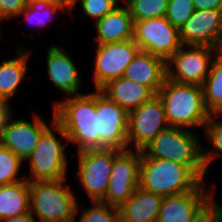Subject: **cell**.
<instances>
[{
    "instance_id": "15",
    "label": "cell",
    "mask_w": 222,
    "mask_h": 222,
    "mask_svg": "<svg viewBox=\"0 0 222 222\" xmlns=\"http://www.w3.org/2000/svg\"><path fill=\"white\" fill-rule=\"evenodd\" d=\"M222 30V10H195L179 30L184 46L216 48Z\"/></svg>"
},
{
    "instance_id": "26",
    "label": "cell",
    "mask_w": 222,
    "mask_h": 222,
    "mask_svg": "<svg viewBox=\"0 0 222 222\" xmlns=\"http://www.w3.org/2000/svg\"><path fill=\"white\" fill-rule=\"evenodd\" d=\"M205 140L212 145L211 149H203L202 147V160L205 169L208 172L211 162L222 153V120L211 117L203 127ZM210 150V151H209Z\"/></svg>"
},
{
    "instance_id": "11",
    "label": "cell",
    "mask_w": 222,
    "mask_h": 222,
    "mask_svg": "<svg viewBox=\"0 0 222 222\" xmlns=\"http://www.w3.org/2000/svg\"><path fill=\"white\" fill-rule=\"evenodd\" d=\"M168 127L162 100L155 95L150 101L129 112L128 149L142 151L160 131Z\"/></svg>"
},
{
    "instance_id": "18",
    "label": "cell",
    "mask_w": 222,
    "mask_h": 222,
    "mask_svg": "<svg viewBox=\"0 0 222 222\" xmlns=\"http://www.w3.org/2000/svg\"><path fill=\"white\" fill-rule=\"evenodd\" d=\"M123 77L149 87L157 95L167 78L166 61L140 50L125 69Z\"/></svg>"
},
{
    "instance_id": "31",
    "label": "cell",
    "mask_w": 222,
    "mask_h": 222,
    "mask_svg": "<svg viewBox=\"0 0 222 222\" xmlns=\"http://www.w3.org/2000/svg\"><path fill=\"white\" fill-rule=\"evenodd\" d=\"M194 11L192 0H169L165 17L176 29L180 30Z\"/></svg>"
},
{
    "instance_id": "33",
    "label": "cell",
    "mask_w": 222,
    "mask_h": 222,
    "mask_svg": "<svg viewBox=\"0 0 222 222\" xmlns=\"http://www.w3.org/2000/svg\"><path fill=\"white\" fill-rule=\"evenodd\" d=\"M195 10H222V0H192Z\"/></svg>"
},
{
    "instance_id": "13",
    "label": "cell",
    "mask_w": 222,
    "mask_h": 222,
    "mask_svg": "<svg viewBox=\"0 0 222 222\" xmlns=\"http://www.w3.org/2000/svg\"><path fill=\"white\" fill-rule=\"evenodd\" d=\"M129 113L97 90V133L100 149H128Z\"/></svg>"
},
{
    "instance_id": "21",
    "label": "cell",
    "mask_w": 222,
    "mask_h": 222,
    "mask_svg": "<svg viewBox=\"0 0 222 222\" xmlns=\"http://www.w3.org/2000/svg\"><path fill=\"white\" fill-rule=\"evenodd\" d=\"M163 197L137 187L118 209L122 222H157Z\"/></svg>"
},
{
    "instance_id": "23",
    "label": "cell",
    "mask_w": 222,
    "mask_h": 222,
    "mask_svg": "<svg viewBox=\"0 0 222 222\" xmlns=\"http://www.w3.org/2000/svg\"><path fill=\"white\" fill-rule=\"evenodd\" d=\"M29 199L30 189L27 179L0 186V220L28 212Z\"/></svg>"
},
{
    "instance_id": "22",
    "label": "cell",
    "mask_w": 222,
    "mask_h": 222,
    "mask_svg": "<svg viewBox=\"0 0 222 222\" xmlns=\"http://www.w3.org/2000/svg\"><path fill=\"white\" fill-rule=\"evenodd\" d=\"M16 49L17 57L0 63V102H10L27 73V64L32 53L26 51L24 45Z\"/></svg>"
},
{
    "instance_id": "2",
    "label": "cell",
    "mask_w": 222,
    "mask_h": 222,
    "mask_svg": "<svg viewBox=\"0 0 222 222\" xmlns=\"http://www.w3.org/2000/svg\"><path fill=\"white\" fill-rule=\"evenodd\" d=\"M157 95L162 100L170 127L203 129L212 117L204 105L200 85L180 84L166 78Z\"/></svg>"
},
{
    "instance_id": "40",
    "label": "cell",
    "mask_w": 222,
    "mask_h": 222,
    "mask_svg": "<svg viewBox=\"0 0 222 222\" xmlns=\"http://www.w3.org/2000/svg\"><path fill=\"white\" fill-rule=\"evenodd\" d=\"M67 4L71 5L75 0H64Z\"/></svg>"
},
{
    "instance_id": "36",
    "label": "cell",
    "mask_w": 222,
    "mask_h": 222,
    "mask_svg": "<svg viewBox=\"0 0 222 222\" xmlns=\"http://www.w3.org/2000/svg\"><path fill=\"white\" fill-rule=\"evenodd\" d=\"M27 3L39 5H69L64 0H27Z\"/></svg>"
},
{
    "instance_id": "24",
    "label": "cell",
    "mask_w": 222,
    "mask_h": 222,
    "mask_svg": "<svg viewBox=\"0 0 222 222\" xmlns=\"http://www.w3.org/2000/svg\"><path fill=\"white\" fill-rule=\"evenodd\" d=\"M204 105L213 116L222 107V56L216 54L203 85Z\"/></svg>"
},
{
    "instance_id": "38",
    "label": "cell",
    "mask_w": 222,
    "mask_h": 222,
    "mask_svg": "<svg viewBox=\"0 0 222 222\" xmlns=\"http://www.w3.org/2000/svg\"><path fill=\"white\" fill-rule=\"evenodd\" d=\"M215 50L218 55L222 56V30Z\"/></svg>"
},
{
    "instance_id": "7",
    "label": "cell",
    "mask_w": 222,
    "mask_h": 222,
    "mask_svg": "<svg viewBox=\"0 0 222 222\" xmlns=\"http://www.w3.org/2000/svg\"><path fill=\"white\" fill-rule=\"evenodd\" d=\"M188 49H185V48ZM217 52L209 46L182 45L167 61V79L202 86Z\"/></svg>"
},
{
    "instance_id": "27",
    "label": "cell",
    "mask_w": 222,
    "mask_h": 222,
    "mask_svg": "<svg viewBox=\"0 0 222 222\" xmlns=\"http://www.w3.org/2000/svg\"><path fill=\"white\" fill-rule=\"evenodd\" d=\"M65 9L70 12V5H39L27 3L26 7L18 15L23 16L25 20L32 24L35 28L36 26L43 28L47 25L49 20L52 18L56 12L62 11Z\"/></svg>"
},
{
    "instance_id": "19",
    "label": "cell",
    "mask_w": 222,
    "mask_h": 222,
    "mask_svg": "<svg viewBox=\"0 0 222 222\" xmlns=\"http://www.w3.org/2000/svg\"><path fill=\"white\" fill-rule=\"evenodd\" d=\"M96 23V44L124 42L133 39L134 23L128 7L117 6Z\"/></svg>"
},
{
    "instance_id": "39",
    "label": "cell",
    "mask_w": 222,
    "mask_h": 222,
    "mask_svg": "<svg viewBox=\"0 0 222 222\" xmlns=\"http://www.w3.org/2000/svg\"><path fill=\"white\" fill-rule=\"evenodd\" d=\"M221 116H222V107L213 115V117L220 119Z\"/></svg>"
},
{
    "instance_id": "29",
    "label": "cell",
    "mask_w": 222,
    "mask_h": 222,
    "mask_svg": "<svg viewBox=\"0 0 222 222\" xmlns=\"http://www.w3.org/2000/svg\"><path fill=\"white\" fill-rule=\"evenodd\" d=\"M90 208L83 210L76 222H122L120 211L117 207L109 206L101 201H92Z\"/></svg>"
},
{
    "instance_id": "20",
    "label": "cell",
    "mask_w": 222,
    "mask_h": 222,
    "mask_svg": "<svg viewBox=\"0 0 222 222\" xmlns=\"http://www.w3.org/2000/svg\"><path fill=\"white\" fill-rule=\"evenodd\" d=\"M100 91L128 113L156 95L149 87L125 77L110 80Z\"/></svg>"
},
{
    "instance_id": "5",
    "label": "cell",
    "mask_w": 222,
    "mask_h": 222,
    "mask_svg": "<svg viewBox=\"0 0 222 222\" xmlns=\"http://www.w3.org/2000/svg\"><path fill=\"white\" fill-rule=\"evenodd\" d=\"M29 189L36 222H76L80 205L65 180L29 182Z\"/></svg>"
},
{
    "instance_id": "32",
    "label": "cell",
    "mask_w": 222,
    "mask_h": 222,
    "mask_svg": "<svg viewBox=\"0 0 222 222\" xmlns=\"http://www.w3.org/2000/svg\"><path fill=\"white\" fill-rule=\"evenodd\" d=\"M26 5L27 0H0V22L17 18Z\"/></svg>"
},
{
    "instance_id": "10",
    "label": "cell",
    "mask_w": 222,
    "mask_h": 222,
    "mask_svg": "<svg viewBox=\"0 0 222 222\" xmlns=\"http://www.w3.org/2000/svg\"><path fill=\"white\" fill-rule=\"evenodd\" d=\"M80 185L90 201H102L109 187L113 167V148L86 150L77 153Z\"/></svg>"
},
{
    "instance_id": "17",
    "label": "cell",
    "mask_w": 222,
    "mask_h": 222,
    "mask_svg": "<svg viewBox=\"0 0 222 222\" xmlns=\"http://www.w3.org/2000/svg\"><path fill=\"white\" fill-rule=\"evenodd\" d=\"M46 60L49 78L57 89L66 96L81 94V78L69 51L51 45Z\"/></svg>"
},
{
    "instance_id": "25",
    "label": "cell",
    "mask_w": 222,
    "mask_h": 222,
    "mask_svg": "<svg viewBox=\"0 0 222 222\" xmlns=\"http://www.w3.org/2000/svg\"><path fill=\"white\" fill-rule=\"evenodd\" d=\"M169 0H124L133 23L150 18L165 17Z\"/></svg>"
},
{
    "instance_id": "9",
    "label": "cell",
    "mask_w": 222,
    "mask_h": 222,
    "mask_svg": "<svg viewBox=\"0 0 222 222\" xmlns=\"http://www.w3.org/2000/svg\"><path fill=\"white\" fill-rule=\"evenodd\" d=\"M133 40L141 51L167 61L182 46L179 30L166 17L134 22Z\"/></svg>"
},
{
    "instance_id": "4",
    "label": "cell",
    "mask_w": 222,
    "mask_h": 222,
    "mask_svg": "<svg viewBox=\"0 0 222 222\" xmlns=\"http://www.w3.org/2000/svg\"><path fill=\"white\" fill-rule=\"evenodd\" d=\"M203 181L187 166L141 153L139 187L165 197L195 190Z\"/></svg>"
},
{
    "instance_id": "34",
    "label": "cell",
    "mask_w": 222,
    "mask_h": 222,
    "mask_svg": "<svg viewBox=\"0 0 222 222\" xmlns=\"http://www.w3.org/2000/svg\"><path fill=\"white\" fill-rule=\"evenodd\" d=\"M10 103L0 102V145L3 139L4 128L7 120L11 116V106Z\"/></svg>"
},
{
    "instance_id": "3",
    "label": "cell",
    "mask_w": 222,
    "mask_h": 222,
    "mask_svg": "<svg viewBox=\"0 0 222 222\" xmlns=\"http://www.w3.org/2000/svg\"><path fill=\"white\" fill-rule=\"evenodd\" d=\"M193 133L179 127H168L141 151L145 157L171 160L189 167L202 181H207L202 160V145Z\"/></svg>"
},
{
    "instance_id": "6",
    "label": "cell",
    "mask_w": 222,
    "mask_h": 222,
    "mask_svg": "<svg viewBox=\"0 0 222 222\" xmlns=\"http://www.w3.org/2000/svg\"><path fill=\"white\" fill-rule=\"evenodd\" d=\"M52 129L48 127L41 135L32 154L25 160L29 161V182L66 180L67 158L66 144H62L54 131L55 113L53 110Z\"/></svg>"
},
{
    "instance_id": "37",
    "label": "cell",
    "mask_w": 222,
    "mask_h": 222,
    "mask_svg": "<svg viewBox=\"0 0 222 222\" xmlns=\"http://www.w3.org/2000/svg\"><path fill=\"white\" fill-rule=\"evenodd\" d=\"M216 222H222V207L216 202Z\"/></svg>"
},
{
    "instance_id": "12",
    "label": "cell",
    "mask_w": 222,
    "mask_h": 222,
    "mask_svg": "<svg viewBox=\"0 0 222 222\" xmlns=\"http://www.w3.org/2000/svg\"><path fill=\"white\" fill-rule=\"evenodd\" d=\"M95 46L93 70L95 90H100L110 80L123 77L125 69L140 51L133 39Z\"/></svg>"
},
{
    "instance_id": "8",
    "label": "cell",
    "mask_w": 222,
    "mask_h": 222,
    "mask_svg": "<svg viewBox=\"0 0 222 222\" xmlns=\"http://www.w3.org/2000/svg\"><path fill=\"white\" fill-rule=\"evenodd\" d=\"M141 151L113 148V167L109 187L101 201L119 208L139 187Z\"/></svg>"
},
{
    "instance_id": "28",
    "label": "cell",
    "mask_w": 222,
    "mask_h": 222,
    "mask_svg": "<svg viewBox=\"0 0 222 222\" xmlns=\"http://www.w3.org/2000/svg\"><path fill=\"white\" fill-rule=\"evenodd\" d=\"M22 162L11 150L0 145V186L26 179V176L18 177Z\"/></svg>"
},
{
    "instance_id": "16",
    "label": "cell",
    "mask_w": 222,
    "mask_h": 222,
    "mask_svg": "<svg viewBox=\"0 0 222 222\" xmlns=\"http://www.w3.org/2000/svg\"><path fill=\"white\" fill-rule=\"evenodd\" d=\"M205 184L203 181L193 191L163 197L157 222H191L197 209L215 193V185L211 190Z\"/></svg>"
},
{
    "instance_id": "35",
    "label": "cell",
    "mask_w": 222,
    "mask_h": 222,
    "mask_svg": "<svg viewBox=\"0 0 222 222\" xmlns=\"http://www.w3.org/2000/svg\"><path fill=\"white\" fill-rule=\"evenodd\" d=\"M34 215L30 212H25L21 215L13 216L11 218H7L4 220H0V222H36Z\"/></svg>"
},
{
    "instance_id": "30",
    "label": "cell",
    "mask_w": 222,
    "mask_h": 222,
    "mask_svg": "<svg viewBox=\"0 0 222 222\" xmlns=\"http://www.w3.org/2000/svg\"><path fill=\"white\" fill-rule=\"evenodd\" d=\"M118 1L120 0H75L70 5V12L75 9V5L78 3L84 16L92 18L96 22L113 11L119 5Z\"/></svg>"
},
{
    "instance_id": "1",
    "label": "cell",
    "mask_w": 222,
    "mask_h": 222,
    "mask_svg": "<svg viewBox=\"0 0 222 222\" xmlns=\"http://www.w3.org/2000/svg\"><path fill=\"white\" fill-rule=\"evenodd\" d=\"M54 131L67 142L76 144V151L100 149L97 133V90L68 96L54 104Z\"/></svg>"
},
{
    "instance_id": "14",
    "label": "cell",
    "mask_w": 222,
    "mask_h": 222,
    "mask_svg": "<svg viewBox=\"0 0 222 222\" xmlns=\"http://www.w3.org/2000/svg\"><path fill=\"white\" fill-rule=\"evenodd\" d=\"M11 115L6 122L1 145L11 150L23 161L37 146L42 133L49 127L43 118L33 114V121L13 119Z\"/></svg>"
}]
</instances>
